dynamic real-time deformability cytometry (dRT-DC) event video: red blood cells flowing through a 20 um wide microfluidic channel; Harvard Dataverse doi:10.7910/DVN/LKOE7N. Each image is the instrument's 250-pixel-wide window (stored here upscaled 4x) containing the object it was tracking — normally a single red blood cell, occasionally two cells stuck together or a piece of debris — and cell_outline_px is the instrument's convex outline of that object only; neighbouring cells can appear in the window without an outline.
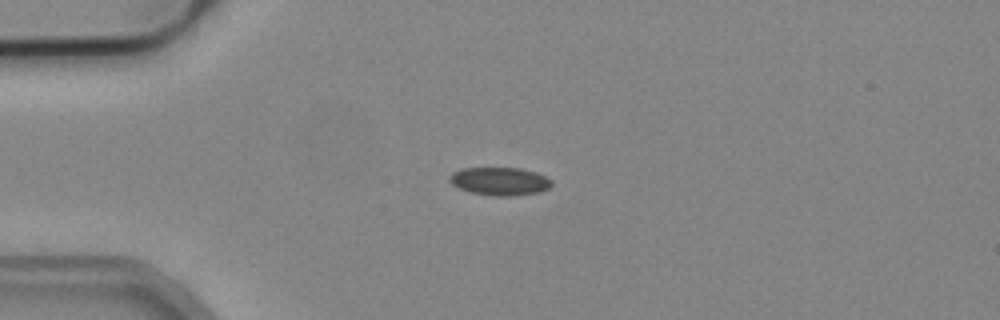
{"species": "common noctule bat (a hibernating species)", "species_latin": "Nyctalus noctula", "temperature_condition": "cold", "stored_images_in_passage": 1, "camera_frame_rate_fps": 3000, "um_per_image_px": 0.085, "animal": {"sex": "male", "body_mass_g": 19.2, "forearm_length_mm": 51.8}, "frame": {"image": 1, "passage_image": 1, "time_ms": 0.0, "image_size_px": [1000, 320], "cell_outline_px": [[552, 184], [548, 188], [540, 192], [512, 196], [496, 196], [468, 192], [452, 184], [448, 180], [448, 176], [452, 172], [464, 168], [520, 168], [536, 172], [552, 180]], "centroid_in_image_um": [42.46, 15.41], "position_along_channel_um": 42.5, "area_um2": 16.76}}